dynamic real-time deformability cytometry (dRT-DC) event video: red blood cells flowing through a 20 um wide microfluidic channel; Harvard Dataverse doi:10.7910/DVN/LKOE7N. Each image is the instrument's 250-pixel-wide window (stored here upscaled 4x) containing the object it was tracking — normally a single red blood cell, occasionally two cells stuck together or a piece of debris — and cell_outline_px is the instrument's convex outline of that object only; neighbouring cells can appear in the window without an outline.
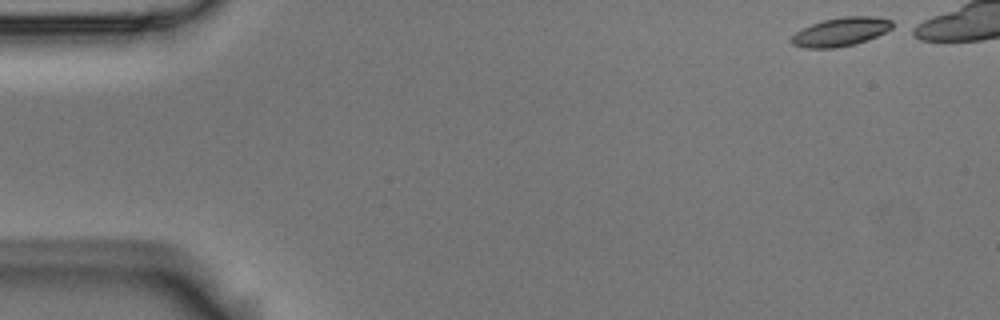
{"species": "Egyptian fruit bat (a non-hibernating species)", "species_latin": "Rousettus aegyptiacus", "temperature_condition": "room temperature", "stored_images_in_passage": 12, "camera_frame_rate_fps": 3000, "um_per_image_px": 0.085, "animal": {"sex": "male"}, "frame": {"image": 1, "passage_image": 1, "time_ms": 0.0, "image_size_px": [1000, 320], "cell_outline_px": [[892, 28], [868, 40], [856, 44], [836, 48], [804, 48], [792, 44], [788, 40], [796, 32], [812, 24], [824, 20], [844, 16], [872, 16], [892, 20]], "centroid_in_image_um": [71.45, 2.71], "position_along_channel_um": 13.6, "area_um2": 16.82}}
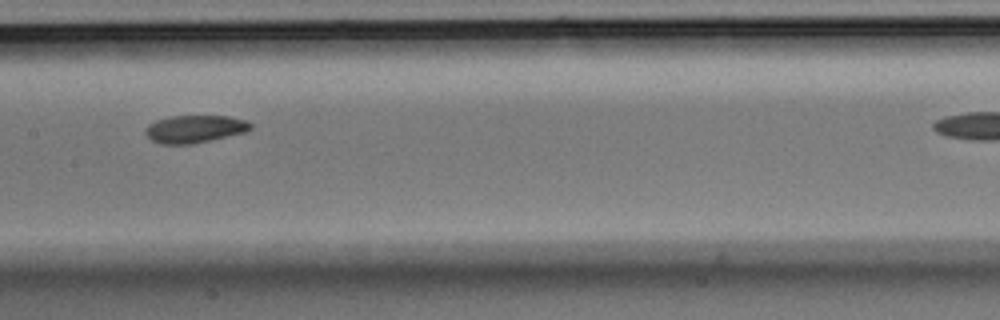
{"frame": {"image": 2, "passage_image": 7, "time_ms": 2.0, "image_size_px": [1000, 320], "cell_outline_px": [[252, 128], [244, 132], [192, 144], [160, 144], [152, 140], [144, 132], [144, 128], [148, 124], [156, 120], [172, 116], [228, 116], [248, 120], [252, 124]], "centroid_in_image_um": [16.53, 10.95], "position_along_channel_um": 190.9, "area_um2": 16.88}}
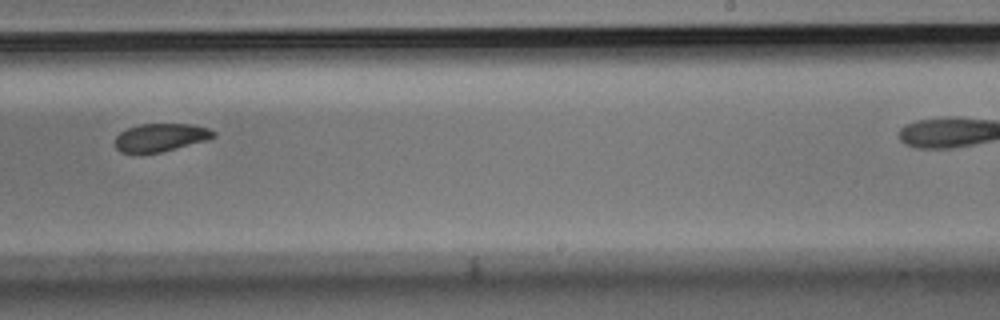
{"frame": {"image": 3, "passage_image": 9, "time_ms": 2.667, "image_size_px": [1000, 320], "cell_outline_px": [[216, 136], [208, 140], [160, 152], [120, 152], [116, 148], [116, 136], [120, 132], [128, 128], [140, 124], [192, 124], [208, 128], [216, 132]], "centroid_in_image_um": [13.69, 11.67], "position_along_channel_um": 275.3, "area_um2": 15.9}}